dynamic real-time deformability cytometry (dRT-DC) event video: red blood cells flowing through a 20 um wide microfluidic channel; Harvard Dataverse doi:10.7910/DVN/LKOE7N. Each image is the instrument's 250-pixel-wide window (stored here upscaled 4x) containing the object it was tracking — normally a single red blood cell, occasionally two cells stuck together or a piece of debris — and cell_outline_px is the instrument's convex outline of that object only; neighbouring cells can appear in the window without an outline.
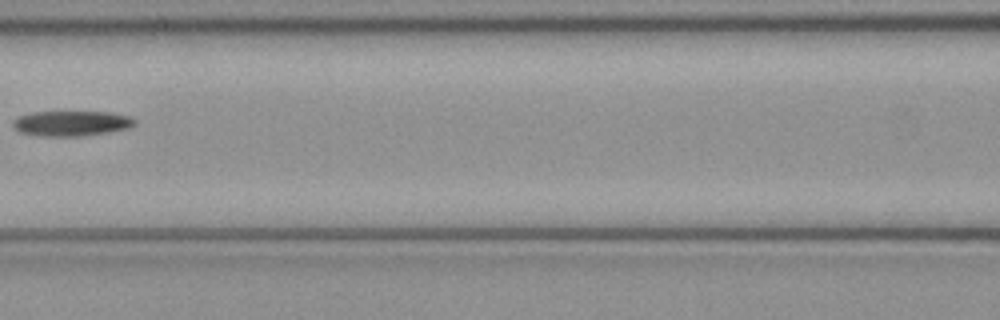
{"species": "common noctule bat (a hibernating species)", "species_latin": "Nyctalus noctula", "temperature_condition": "cold", "stored_images_in_passage": 5, "camera_frame_rate_fps": 3000, "um_per_image_px": 0.085, "animal": {"sex": "female", "body_mass_g": 21.9}, "frame": {"image": 1, "passage_image": 4, "time_ms": 1.0, "image_size_px": [1000, 320], "cell_outline_px": [[136, 124], [128, 128], [108, 132], [80, 136], [36, 136], [20, 132], [12, 128], [12, 120], [20, 116], [32, 112], [108, 112], [132, 116], [136, 120]], "centroid_in_image_um": [6.05, 10.49], "position_along_channel_um": 160.5, "area_um2": 18.03}}
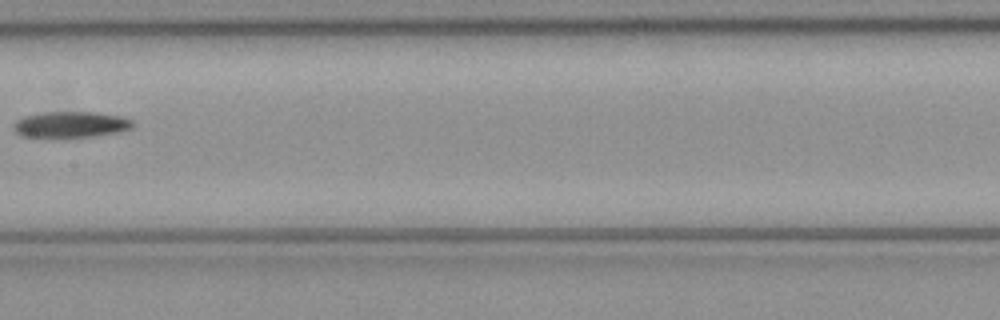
{"frame": {"image": 2, "passage_image": 5, "time_ms": 1.333, "image_size_px": [1000, 320], "cell_outline_px": [[132, 128], [120, 132], [92, 136], [24, 136], [16, 132], [12, 128], [16, 120], [24, 116], [40, 112], [92, 112], [120, 116], [132, 120]], "centroid_in_image_um": [6.01, 10.56], "position_along_channel_um": 201.4, "area_um2": 17.74}}